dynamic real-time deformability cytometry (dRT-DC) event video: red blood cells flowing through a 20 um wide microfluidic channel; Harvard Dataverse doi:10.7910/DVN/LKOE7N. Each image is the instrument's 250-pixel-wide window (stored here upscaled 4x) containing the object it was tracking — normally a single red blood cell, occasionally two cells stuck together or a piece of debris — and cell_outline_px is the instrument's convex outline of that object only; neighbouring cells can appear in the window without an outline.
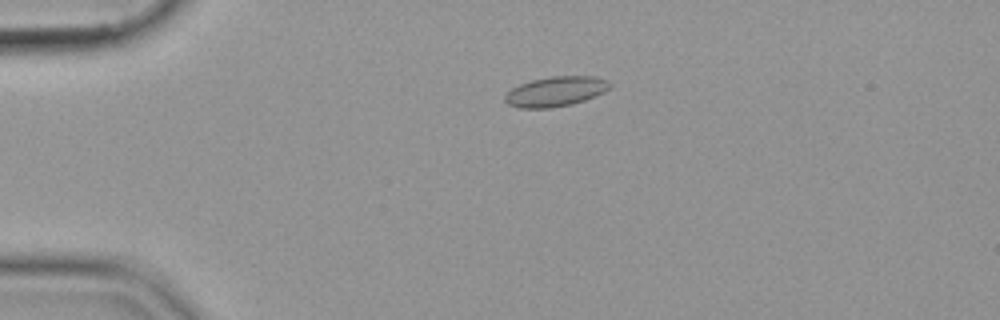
{"species": "common noctule bat (a hibernating species)", "species_latin": "Nyctalus noctula", "temperature_condition": "cold", "stored_images_in_passage": 36, "camera_frame_rate_fps": 3000, "um_per_image_px": 0.085, "animal": {"sex": "female", "body_mass_g": 19.9}, "frame": {"image": 1, "passage_image": 1, "time_ms": 0.0, "image_size_px": [1000, 320], "cell_outline_px": [[612, 84], [604, 92], [596, 96], [572, 104], [552, 108], [520, 108], [508, 104], [504, 100], [504, 96], [512, 88], [520, 84], [532, 80], [552, 76], [596, 76], [608, 80]], "centroid_in_image_um": [47.25, 7.77], "position_along_channel_um": 37.8, "area_um2": 18.32}}
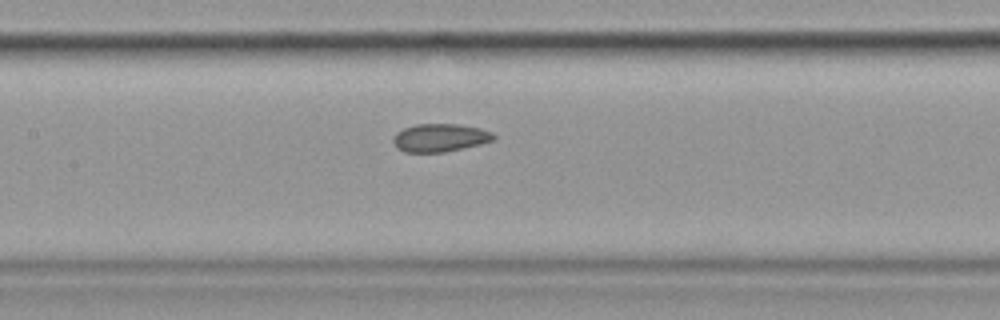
{"frame": {"image": 2, "passage_image": 15, "time_ms": 4.667, "image_size_px": [1000, 320], "cell_outline_px": [[496, 140], [480, 144], [444, 152], [404, 152], [396, 148], [392, 140], [396, 132], [404, 128], [416, 124], [460, 124], [480, 128], [492, 132], [496, 136]], "centroid_in_image_um": [37.4, 11.7], "position_along_channel_um": 170.0, "area_um2": 16.53}}
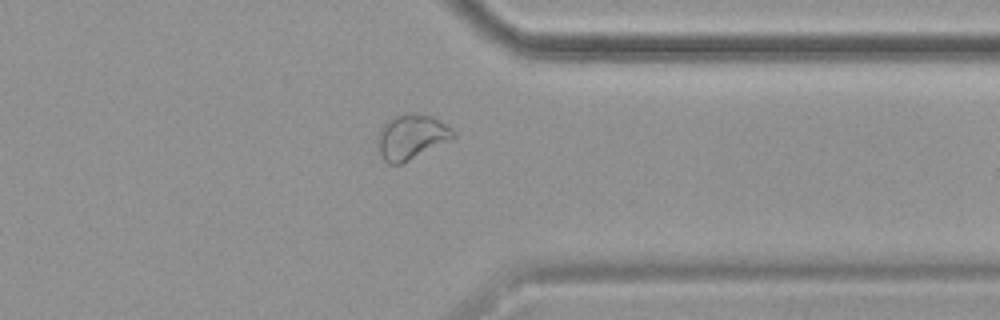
{"frame": {"image": 3, "passage_image": 32, "time_ms": 10.333, "image_size_px": [1000, 320], "cell_outline_px": [[456, 136], [400, 164], [388, 164], [380, 156], [376, 140], [380, 128], [392, 116], [432, 116], [440, 120], [452, 128], [456, 132]], "centroid_in_image_um": [34.92, 11.66], "position_along_channel_um": 376.5, "area_um2": 19.13}}